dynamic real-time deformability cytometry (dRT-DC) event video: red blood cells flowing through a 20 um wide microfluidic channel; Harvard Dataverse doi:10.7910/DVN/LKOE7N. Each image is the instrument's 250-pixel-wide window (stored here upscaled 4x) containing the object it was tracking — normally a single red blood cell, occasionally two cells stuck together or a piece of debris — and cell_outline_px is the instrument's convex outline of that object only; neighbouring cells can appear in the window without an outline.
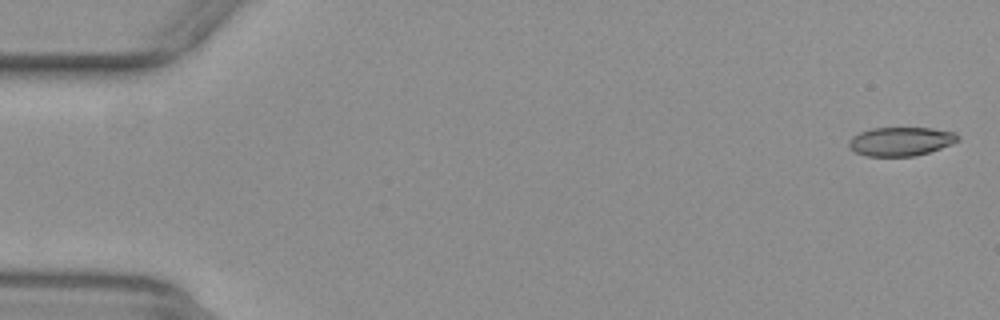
{"species": "common noctule bat (a hibernating species)", "species_latin": "Nyctalus noctula", "temperature_condition": "warm", "stored_images_in_passage": 54, "camera_frame_rate_fps": 3000, "um_per_image_px": 0.085, "animal": {"sex": "female", "body_mass_g": 29.2, "forearm_length_mm": 56.3}, "frame": {"image": 1, "passage_image": 2, "time_ms": 0.333, "image_size_px": [1000, 320], "cell_outline_px": [[960, 140], [952, 144], [916, 156], [864, 156], [856, 152], [848, 144], [848, 140], [852, 136], [860, 132], [872, 128], [932, 128], [956, 132], [960, 136]], "centroid_in_image_um": [76.59, 12.01], "position_along_channel_um": 8.4, "area_um2": 18.38}}
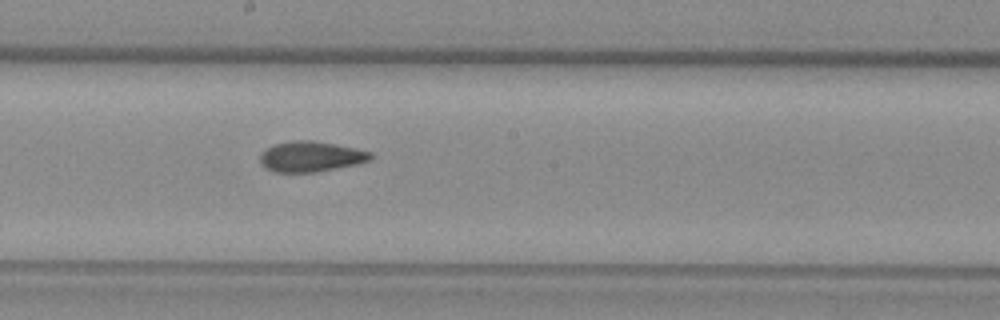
{"frame": {"image": 2, "passage_image": 30, "time_ms": 9.667, "image_size_px": [1000, 320], "cell_outline_px": [[372, 160], [356, 164], [316, 172], [276, 172], [264, 168], [260, 164], [260, 152], [276, 144], [296, 140], [312, 140], [336, 144], [372, 152]], "centroid_in_image_um": [26.41, 13.31], "position_along_channel_um": 221.8, "area_um2": 19.59}}
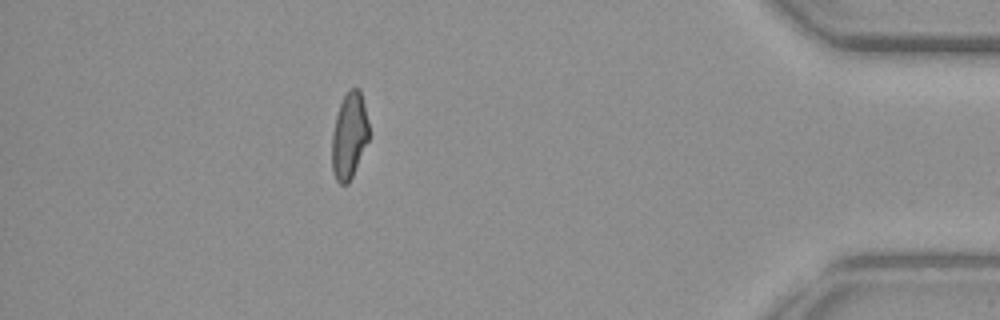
{"frame": {"image": 3, "passage_image": 48, "time_ms": 15.667, "image_size_px": [1000, 320], "cell_outline_px": [[368, 140], [352, 176], [348, 184], [340, 184], [336, 180], [332, 168], [332, 132], [336, 116], [340, 104], [348, 88], [360, 88], [368, 120]], "centroid_in_image_um": [29.67, 11.51], "position_along_channel_um": 405.5, "area_um2": 18.44}, "authors_computed_cell_mechanics": {"area_um2": 19.4208, "velocity_mm_per_s": 3.9137, "shape_relaxation_time_tau1_ms": null, "shape_relaxation_time_tau2_ms": 2.6345, "deformation_change_tau1": null, "deformation_change_tau2": 0.0965}}